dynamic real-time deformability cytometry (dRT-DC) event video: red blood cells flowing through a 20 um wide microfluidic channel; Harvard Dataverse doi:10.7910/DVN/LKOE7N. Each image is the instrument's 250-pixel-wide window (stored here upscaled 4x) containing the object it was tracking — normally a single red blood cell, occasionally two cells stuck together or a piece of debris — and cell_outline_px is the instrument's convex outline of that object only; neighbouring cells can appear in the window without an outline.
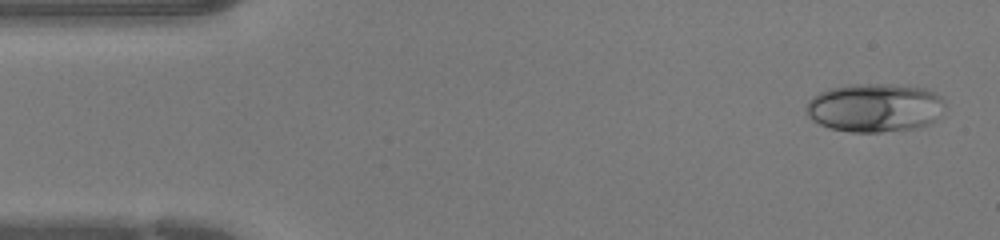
{"species": "human", "species_latin": "Homo sapiens", "temperature_condition": "warm", "stored_images_in_passage": 42, "camera_frame_rate_fps": 3000, "um_per_image_px": 0.085, "donor": {"sex": "female"}, "frame": {"image": 1, "passage_image": 1, "time_ms": 0.0, "image_size_px": [1000, 240], "cell_outline_px": [[944, 104], [940, 116], [928, 124], [920, 128], [880, 132], [852, 132], [832, 128], [820, 124], [812, 120], [808, 116], [808, 100], [812, 96], [828, 88], [852, 84], [892, 84], [924, 88], [940, 96], [944, 100]], "centroid_in_image_um": [74.37, 9.15], "position_along_channel_um": 10.6, "area_um2": 39.3}}
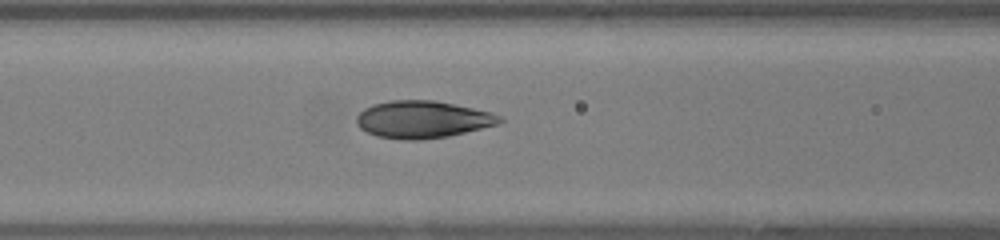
{"frame": {"image": 2, "passage_image": 16, "time_ms": 5.0, "image_size_px": [1000, 240], "cell_outline_px": [[504, 120], [500, 124], [448, 136], [420, 140], [404, 140], [376, 136], [360, 128], [356, 124], [356, 116], [364, 108], [372, 104], [392, 100], [436, 100], [492, 112], [500, 116]], "centroid_in_image_um": [35.92, 10.15], "position_along_channel_um": 130.7, "area_um2": 31.27}}
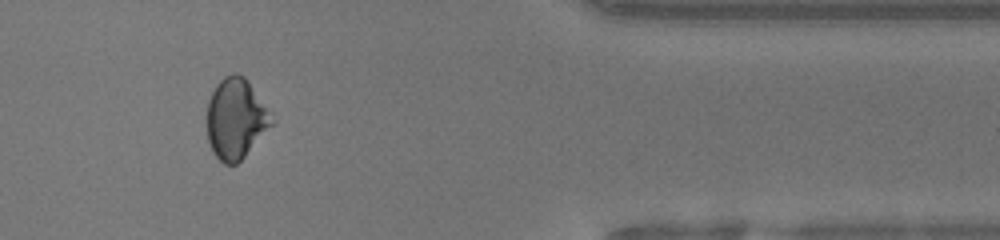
{"frame": {"image": 3, "passage_image": 35, "time_ms": 11.333, "image_size_px": [1000, 240], "cell_outline_px": [[272, 124], [244, 156], [236, 164], [224, 164], [212, 152], [208, 140], [208, 100], [216, 84], [224, 76], [232, 72], [236, 72], [244, 76], [268, 112]], "centroid_in_image_um": [19.98, 10.08], "position_along_channel_um": 391.4, "area_um2": 29.42}}